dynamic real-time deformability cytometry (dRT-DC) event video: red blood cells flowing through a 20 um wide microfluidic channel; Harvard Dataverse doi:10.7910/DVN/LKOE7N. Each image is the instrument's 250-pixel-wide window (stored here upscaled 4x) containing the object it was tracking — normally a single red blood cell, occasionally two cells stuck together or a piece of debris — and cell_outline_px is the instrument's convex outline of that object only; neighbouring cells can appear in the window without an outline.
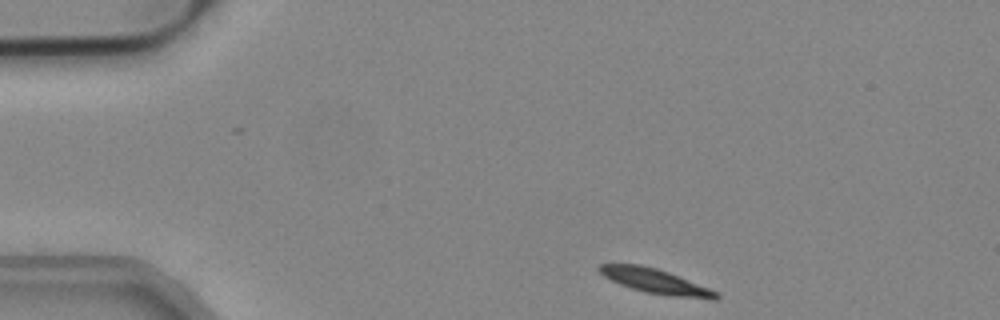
{"species": "common noctule bat (a hibernating species)", "species_latin": "Nyctalus noctula", "temperature_condition": "cold", "stored_images_in_passage": 46, "camera_frame_rate_fps": 3000, "um_per_image_px": 0.085, "animal": {"sex": "male", "body_mass_g": 19.2, "forearm_length_mm": 51.8}, "frame": {"image": 1, "passage_image": 1, "time_ms": 0.0, "image_size_px": [1000, 320], "cell_outline_px": [[720, 296], [716, 300], [712, 300], [672, 296], [644, 292], [620, 284], [604, 276], [596, 268], [600, 264], [640, 264], [656, 268], [668, 272], [720, 292]], "centroid_in_image_um": [55.77, 23.92], "position_along_channel_um": 29.2, "area_um2": 16.82}}
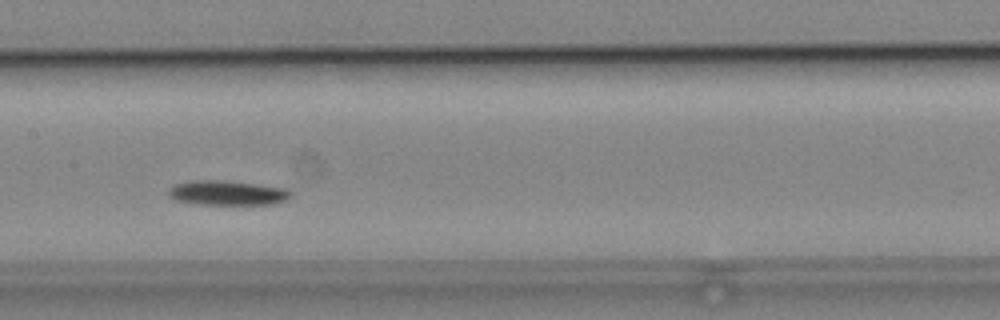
{"frame": {"image": 2, "passage_image": 19, "time_ms": 6.0, "image_size_px": [1000, 320], "cell_outline_px": [[292, 196], [288, 200], [276, 204], [200, 204], [176, 200], [168, 192], [172, 184], [188, 180], [224, 180], [256, 184], [284, 188], [292, 192]], "centroid_in_image_um": [19.35, 16.38], "position_along_channel_um": 188.1, "area_um2": 17.63}}
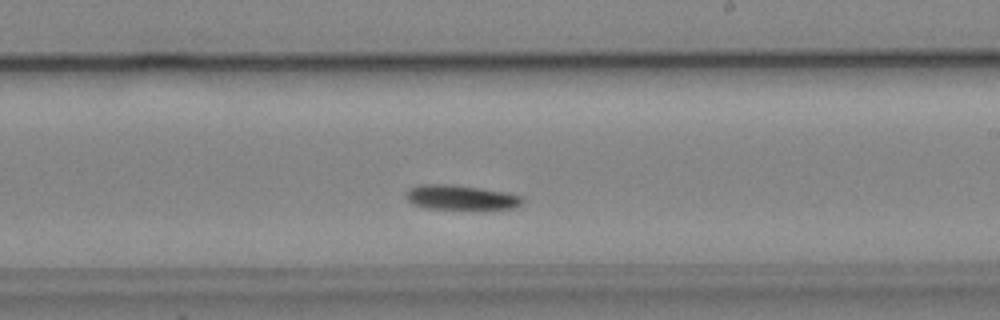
{"frame": {"image": 3, "passage_image": 24, "time_ms": 7.667, "image_size_px": [1000, 320], "cell_outline_px": [[524, 200], [516, 208], [484, 212], [476, 212], [428, 208], [412, 204], [404, 196], [404, 192], [408, 188], [420, 184], [448, 184], [480, 188], [508, 192], [524, 196]], "centroid_in_image_um": [39.24, 16.84], "position_along_channel_um": 249.8, "area_um2": 18.09}, "authors_computed_cell_mechanics": {"area_um2": 17.0221, "velocity_mm_per_s": 3.7108, "shape_relaxation_time_tau1_ms": 1.668, "shape_relaxation_time_tau2_ms": null, "deformation_change_tau1": 0.096, "deformation_change_tau2": null}}